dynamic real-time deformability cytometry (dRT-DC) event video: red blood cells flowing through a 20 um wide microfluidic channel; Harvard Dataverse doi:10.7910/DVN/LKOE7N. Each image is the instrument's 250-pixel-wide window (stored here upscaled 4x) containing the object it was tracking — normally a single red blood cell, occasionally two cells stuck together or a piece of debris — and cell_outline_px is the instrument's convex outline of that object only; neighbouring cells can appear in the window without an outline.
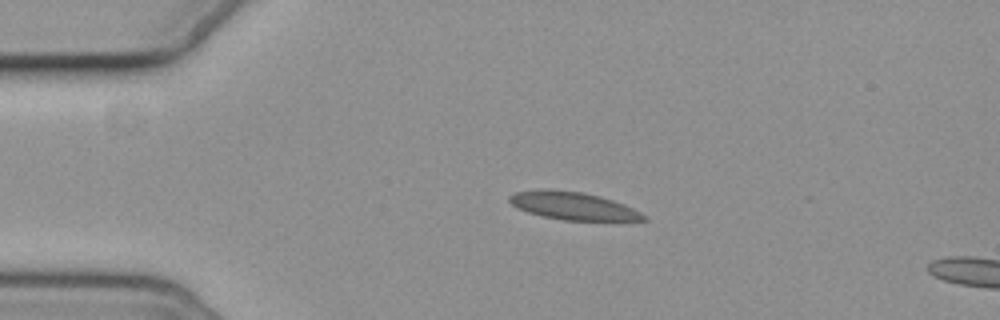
{"species": "common noctule bat (a hibernating species)", "species_latin": "Nyctalus noctula", "temperature_condition": "cold", "stored_images_in_passage": 4, "camera_frame_rate_fps": 3000, "um_per_image_px": 0.085, "animal": {"sex": "female", "body_mass_g": 19.3, "forearm_length_mm": 54.1}, "frame": {"image": 1, "passage_image": 3, "time_ms": 2.333, "image_size_px": [1000, 320], "cell_outline_px": [[648, 220], [564, 220], [544, 216], [528, 212], [512, 204], [508, 200], [508, 196], [516, 192], [580, 192], [600, 196], [624, 204], [648, 216]], "centroid_in_image_um": [48.81, 17.55], "position_along_channel_um": 36.2, "area_um2": 20.52}}